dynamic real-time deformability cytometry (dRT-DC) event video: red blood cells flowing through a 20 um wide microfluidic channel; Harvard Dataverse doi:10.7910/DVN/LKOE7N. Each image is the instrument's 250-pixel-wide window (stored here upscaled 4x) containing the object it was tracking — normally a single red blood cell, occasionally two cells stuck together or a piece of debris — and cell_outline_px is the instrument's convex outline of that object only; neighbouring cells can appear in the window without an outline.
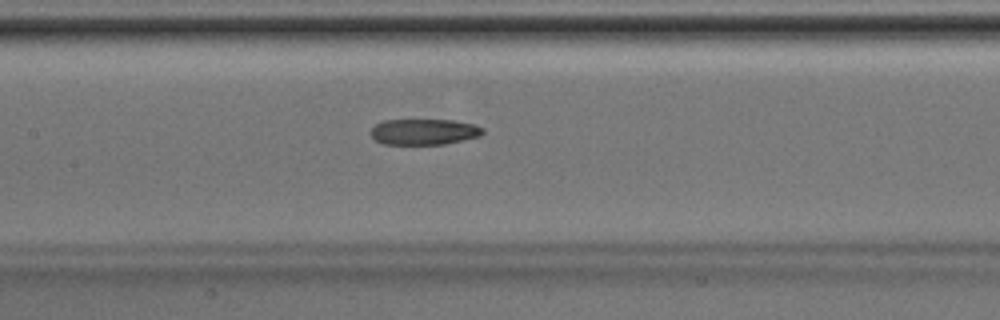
{"species": "Egyptian fruit bat (a non-hibernating species)", "species_latin": "Rousettus aegyptiacus", "temperature_condition": "room temperature", "stored_images_in_passage": 29, "camera_frame_rate_fps": 3000, "um_per_image_px": 0.085, "animal": {"sex": "male"}, "frame": {"image": 1, "passage_image": 13, "time_ms": 4.0, "image_size_px": [1000, 320], "cell_outline_px": [[484, 132], [480, 136], [444, 144], [384, 144], [376, 140], [368, 132], [376, 124], [384, 120], [452, 120], [472, 124], [484, 128]], "centroid_in_image_um": [36.02, 11.2], "position_along_channel_um": 171.4, "area_um2": 16.82}}